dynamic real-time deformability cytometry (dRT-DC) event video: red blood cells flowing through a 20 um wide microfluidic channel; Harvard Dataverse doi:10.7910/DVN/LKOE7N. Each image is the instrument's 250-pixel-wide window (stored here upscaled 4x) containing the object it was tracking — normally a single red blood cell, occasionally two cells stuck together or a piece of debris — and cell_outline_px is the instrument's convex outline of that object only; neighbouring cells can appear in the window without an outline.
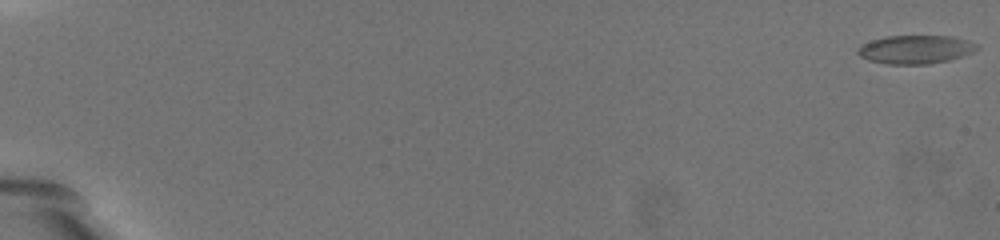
{"species": "common noctule bat (a hibernating species)", "species_latin": "Nyctalus noctula", "temperature_condition": "warm", "stored_images_in_passage": 67, "camera_frame_rate_fps": 3000, "um_per_image_px": 0.085, "animal": {"sex": "female", "body_mass_g": 19.5, "forearm_length_mm": 54.1}, "frame": {"image": 1, "passage_image": 1, "time_ms": 0.0, "image_size_px": [1000, 240], "cell_outline_px": [[980, 48], [972, 52], [948, 60], [928, 64], [888, 64], [868, 60], [860, 56], [856, 52], [856, 48], [872, 40], [888, 36], [952, 36], [968, 40], [976, 44]], "centroid_in_image_um": [77.8, 4.2], "position_along_channel_um": 7.2, "area_um2": 19.65}}
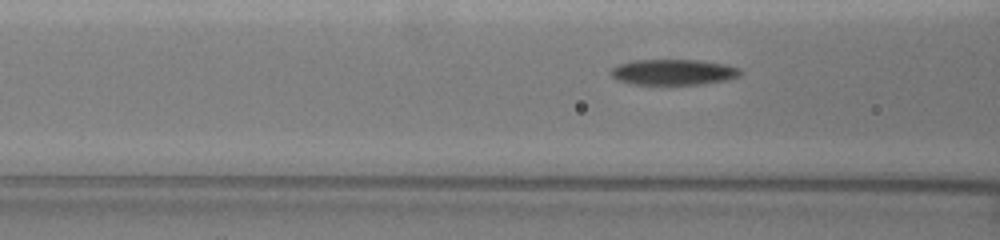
{"frame": {"image": 2, "passage_image": 30, "time_ms": 9.667, "image_size_px": [1000, 240], "cell_outline_px": [[740, 76], [728, 80], [704, 84], [636, 84], [616, 80], [612, 76], [612, 68], [616, 64], [636, 60], [696, 60], [724, 64], [740, 68]], "centroid_in_image_um": [57.25, 6.13], "position_along_channel_um": 109.4, "area_um2": 19.31}}
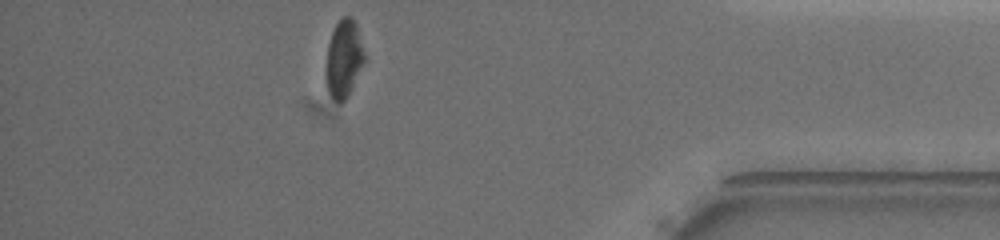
{"frame": {"image": 3, "passage_image": 60, "time_ms": 19.667, "image_size_px": [1000, 240], "cell_outline_px": [[364, 64], [348, 96], [340, 104], [336, 104], [328, 96], [328, 44], [332, 32], [336, 24], [344, 16], [352, 16], [356, 24], [364, 52]], "centroid_in_image_um": [29.25, 5.03], "position_along_channel_um": 406.0, "area_um2": 17.05}, "authors_computed_cell_mechanics": {"area_um2": 19.3052, "velocity_mm_per_s": 3.286, "shape_relaxation_time_tau1_ms": 4.1343, "shape_relaxation_time_tau2_ms": 6.0628, "deformation_change_tau1": 0.1353, "deformation_change_tau2": 0.1487}}